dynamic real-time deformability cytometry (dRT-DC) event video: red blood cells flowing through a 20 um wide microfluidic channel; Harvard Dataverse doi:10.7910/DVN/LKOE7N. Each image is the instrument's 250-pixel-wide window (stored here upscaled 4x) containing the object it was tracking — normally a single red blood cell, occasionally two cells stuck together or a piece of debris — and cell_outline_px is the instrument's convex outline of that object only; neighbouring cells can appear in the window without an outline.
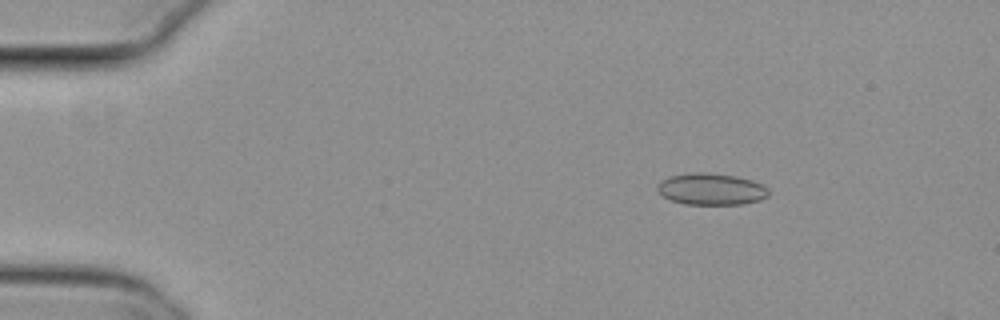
{"species": "common noctule bat (a hibernating species)", "species_latin": "Nyctalus noctula", "temperature_condition": "cold", "stored_images_in_passage": 50, "camera_frame_rate_fps": 3000, "um_per_image_px": 0.085, "animal": {"sex": "female", "body_mass_g": 29.2, "forearm_length_mm": 56.3}, "frame": {"image": 1, "passage_image": 4, "time_ms": 1.0, "image_size_px": [1000, 320], "cell_outline_px": [[768, 196], [760, 200], [744, 204], [684, 204], [672, 200], [664, 196], [656, 188], [656, 184], [668, 176], [688, 172], [704, 172], [736, 176], [752, 180], [764, 184], [768, 188]], "centroid_in_image_um": [60.46, 16.06], "position_along_channel_um": 24.5, "area_um2": 20.69}}
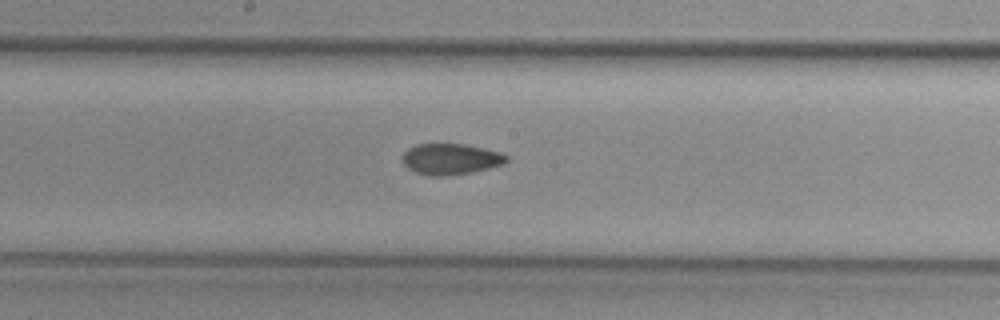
{"frame": {"image": 2, "passage_image": 25, "time_ms": 8.0, "image_size_px": [1000, 320], "cell_outline_px": [[508, 160], [504, 164], [488, 168], [468, 172], [444, 176], [428, 176], [416, 172], [408, 168], [404, 164], [404, 152], [408, 148], [416, 144], [464, 144], [484, 148], [500, 152], [508, 156]], "centroid_in_image_um": [38.31, 13.51], "position_along_channel_um": 209.9, "area_um2": 18.61}}
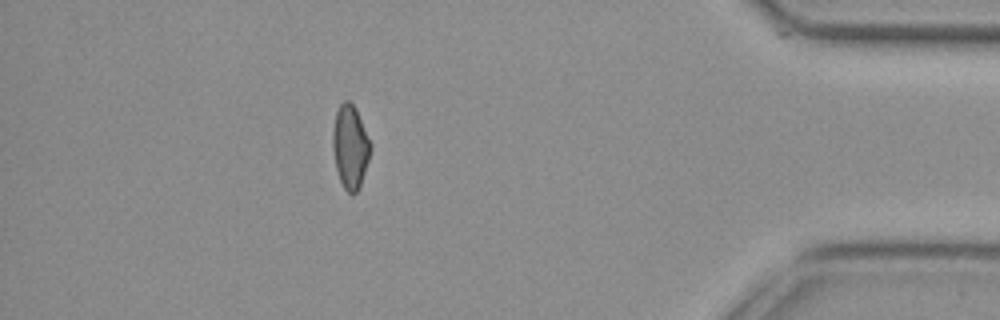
{"frame": {"image": 3, "passage_image": 44, "time_ms": 14.333, "image_size_px": [1000, 320], "cell_outline_px": [[372, 148], [360, 188], [352, 196], [344, 188], [340, 180], [336, 168], [332, 148], [332, 132], [336, 112], [340, 104], [344, 100], [348, 100], [356, 108], [372, 144]], "centroid_in_image_um": [29.78, 12.48], "position_along_channel_um": 405.4, "area_um2": 18.61}, "authors_computed_cell_mechanics": {"area_um2": 18.9295, "velocity_mm_per_s": 3.8013, "shape_relaxation_time_tau1_ms": null, "shape_relaxation_time_tau2_ms": 2.3035, "deformation_change_tau1": null, "deformation_change_tau2": 0.0769}}